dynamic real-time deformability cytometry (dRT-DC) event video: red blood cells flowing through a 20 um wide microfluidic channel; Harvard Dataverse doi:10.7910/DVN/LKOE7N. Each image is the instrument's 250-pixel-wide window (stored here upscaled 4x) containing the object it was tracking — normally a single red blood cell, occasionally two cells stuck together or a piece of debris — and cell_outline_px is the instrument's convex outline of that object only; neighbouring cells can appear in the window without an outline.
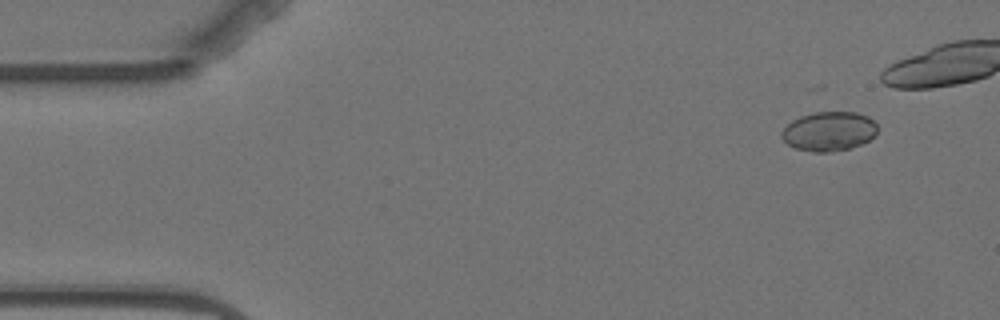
{"species": "Egyptian fruit bat (a non-hibernating species)", "species_latin": "Rousettus aegyptiacus", "temperature_condition": "warm", "stored_images_in_passage": 5, "camera_frame_rate_fps": 3000, "um_per_image_px": 0.085, "animal": {"sex": "female"}, "frame": {"image": 1, "passage_image": 1, "time_ms": 0.0, "image_size_px": [1000, 320], "cell_outline_px": [[876, 136], [860, 144], [848, 148], [828, 152], [812, 152], [796, 148], [788, 144], [780, 136], [780, 132], [792, 120], [800, 116], [816, 112], [856, 112], [868, 116], [876, 124]], "centroid_in_image_um": [70.45, 11.15], "position_along_channel_um": 14.6, "area_um2": 21.85}}